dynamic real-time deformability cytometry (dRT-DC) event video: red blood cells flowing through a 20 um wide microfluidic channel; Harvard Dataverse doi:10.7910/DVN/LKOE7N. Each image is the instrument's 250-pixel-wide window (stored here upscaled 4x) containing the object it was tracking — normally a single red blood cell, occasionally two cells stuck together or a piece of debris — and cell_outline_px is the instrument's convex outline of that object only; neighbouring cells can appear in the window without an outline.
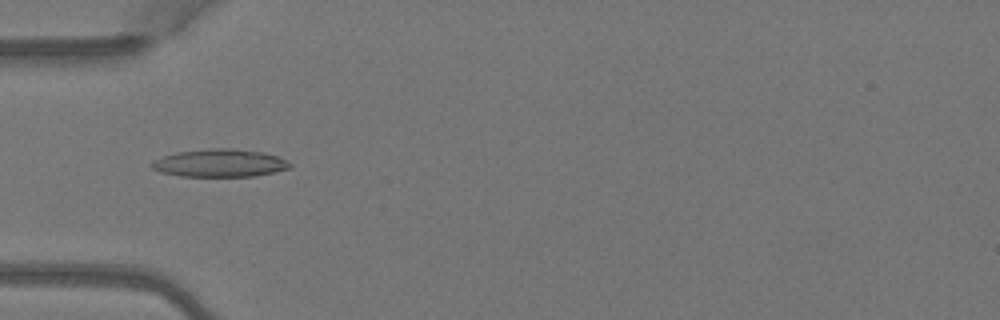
{"species": "Egyptian fruit bat (a non-hibernating species)", "species_latin": "Rousettus aegyptiacus", "temperature_condition": "warm", "stored_images_in_passage": 5, "camera_frame_rate_fps": 3000, "um_per_image_px": 0.085, "animal": {"sex": "female"}, "frame": {"image": 1, "passage_image": 4, "time_ms": 1.0, "image_size_px": [1000, 320], "cell_outline_px": [[292, 168], [256, 176], [180, 176], [160, 172], [152, 168], [148, 164], [152, 160], [176, 152], [212, 148], [232, 148], [264, 152], [288, 160], [292, 164]], "centroid_in_image_um": [18.69, 13.86], "position_along_channel_um": 66.3, "area_um2": 22.6}}
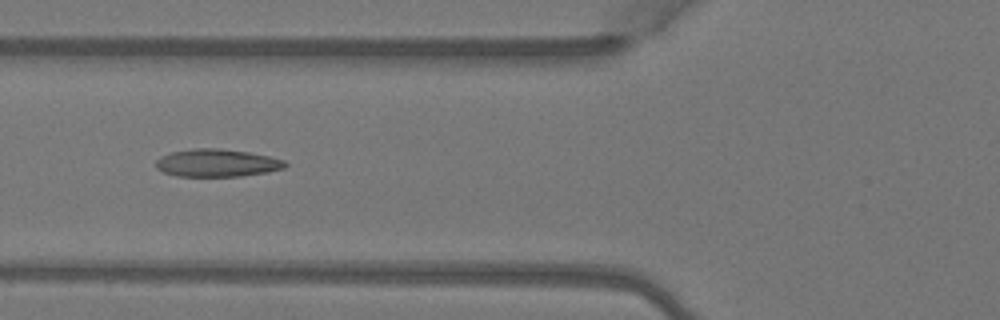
{"frame": {"image": 2, "passage_image": 5, "time_ms": 1.333, "image_size_px": [1000, 320], "cell_outline_px": [[288, 164], [284, 168], [268, 172], [240, 176], [176, 176], [164, 172], [156, 168], [156, 160], [160, 156], [172, 152], [192, 148], [220, 148], [248, 152], [268, 156], [284, 160]], "centroid_in_image_um": [18.43, 13.84], "position_along_channel_um": 107.4, "area_um2": 20.87}}